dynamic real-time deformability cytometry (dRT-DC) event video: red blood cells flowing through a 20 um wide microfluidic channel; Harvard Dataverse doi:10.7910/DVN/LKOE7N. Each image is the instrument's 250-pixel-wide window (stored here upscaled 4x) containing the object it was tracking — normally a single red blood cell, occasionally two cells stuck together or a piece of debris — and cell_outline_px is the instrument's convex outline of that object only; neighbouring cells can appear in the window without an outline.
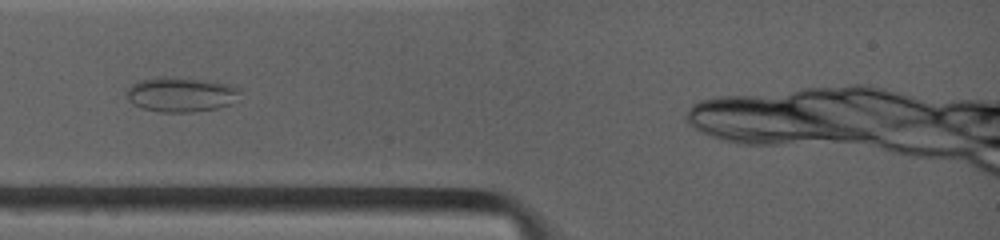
{"species": "common noctule bat (a hibernating species)", "species_latin": "Nyctalus noctula", "temperature_condition": "warm", "stored_images_in_passage": 7, "camera_frame_rate_fps": 4500, "um_per_image_px": 0.085, "animal": {"sex": "female", "body_mass_g": 19.0, "forearm_length_mm": 53.3}, "frame": {"image": 1, "passage_image": 4, "time_ms": 2.444, "image_size_px": [1000, 240], "cell_outline_px": [[240, 92], [232, 104], [216, 108], [192, 112], [160, 112], [140, 108], [128, 100], [124, 92], [132, 84], [140, 80], [188, 80], [228, 84], [240, 88]], "centroid_in_image_um": [15.36, 8.1], "position_along_channel_um": 69.6, "area_um2": 21.85}}
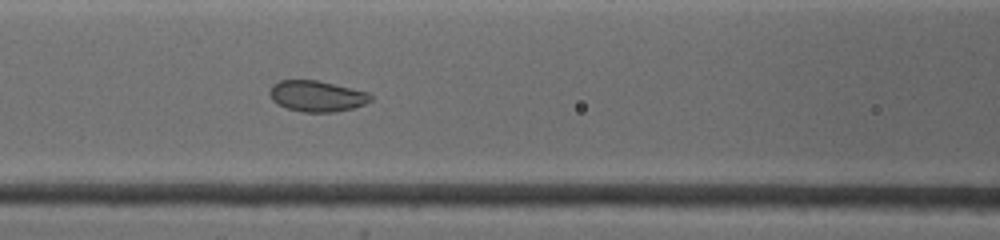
{"frame": {"image": 2, "passage_image": 6, "time_ms": 4.222, "image_size_px": [1000, 240], "cell_outline_px": [[372, 100], [364, 104], [352, 108], [336, 112], [300, 112], [276, 104], [272, 100], [268, 92], [272, 84], [280, 80], [316, 80], [368, 92], [372, 96]], "centroid_in_image_um": [26.9, 8.17], "position_along_channel_um": 139.7, "area_um2": 18.26}}